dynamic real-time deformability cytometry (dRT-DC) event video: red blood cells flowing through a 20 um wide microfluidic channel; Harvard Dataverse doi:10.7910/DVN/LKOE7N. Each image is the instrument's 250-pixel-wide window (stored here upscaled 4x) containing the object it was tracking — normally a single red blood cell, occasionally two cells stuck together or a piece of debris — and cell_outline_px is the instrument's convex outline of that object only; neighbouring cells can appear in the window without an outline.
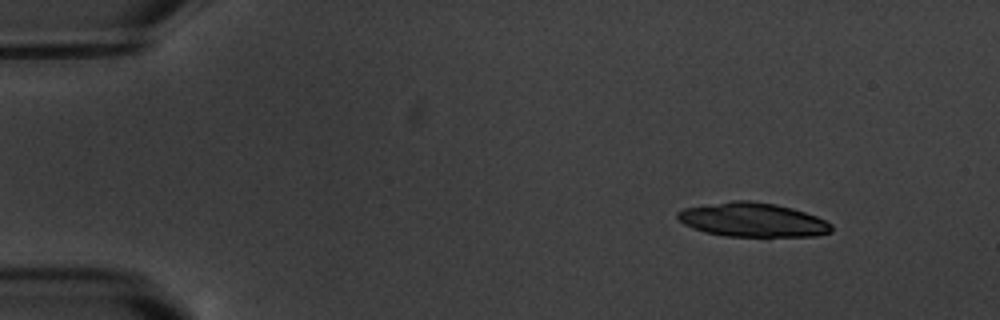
{"species": "common noctule bat (a hibernating species)", "species_latin": "Nyctalus noctula", "temperature_condition": "warm", "stored_images_in_passage": 5, "camera_frame_rate_fps": 3000, "um_per_image_px": 0.085, "animal": {"sex": "male", "body_mass_g": 20.1, "forearm_length_mm": 53.5}, "frame": {"image": 1, "passage_image": 1, "time_ms": 0.0, "image_size_px": [1000, 320], "cell_outline_px": [[832, 232], [816, 236], [724, 236], [704, 232], [692, 228], [684, 224], [676, 216], [676, 212], [684, 208], [732, 200], [748, 200], [776, 204], [792, 208], [816, 216], [832, 224]], "centroid_in_image_um": [63.96, 18.68], "position_along_channel_um": 21.0, "area_um2": 30.58}}